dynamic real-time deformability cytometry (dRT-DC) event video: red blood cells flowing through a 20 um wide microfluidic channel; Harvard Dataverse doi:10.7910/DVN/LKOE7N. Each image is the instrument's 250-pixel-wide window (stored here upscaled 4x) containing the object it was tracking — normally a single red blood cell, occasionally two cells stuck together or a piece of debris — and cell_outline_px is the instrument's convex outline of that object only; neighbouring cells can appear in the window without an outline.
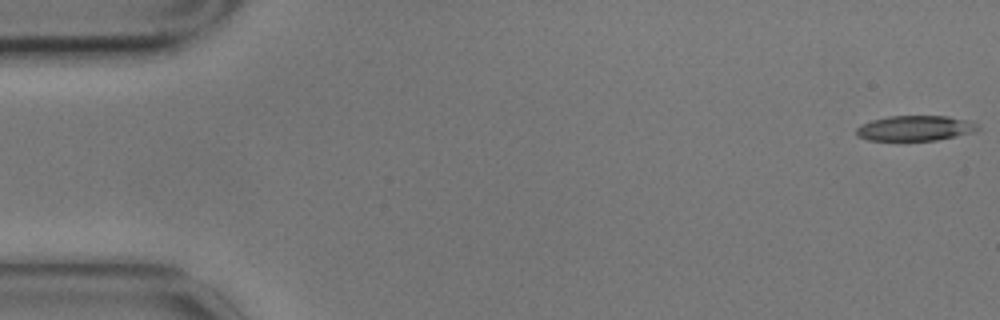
{"species": "common noctule bat (a hibernating species)", "species_latin": "Nyctalus noctula", "temperature_condition": "cold", "stored_images_in_passage": 4, "camera_frame_rate_fps": 3000, "um_per_image_px": 0.085, "animal": {"sex": "male", "body_mass_g": 17.9}, "frame": {"image": 1, "passage_image": 1, "time_ms": 0.0, "image_size_px": [1000, 320], "cell_outline_px": [[980, 128], [976, 132], [936, 140], [868, 140], [856, 136], [856, 128], [860, 124], [872, 120], [888, 116], [948, 116], [968, 120], [976, 124]], "centroid_in_image_um": [77.78, 10.89], "position_along_channel_um": 7.2, "area_um2": 17.92}}